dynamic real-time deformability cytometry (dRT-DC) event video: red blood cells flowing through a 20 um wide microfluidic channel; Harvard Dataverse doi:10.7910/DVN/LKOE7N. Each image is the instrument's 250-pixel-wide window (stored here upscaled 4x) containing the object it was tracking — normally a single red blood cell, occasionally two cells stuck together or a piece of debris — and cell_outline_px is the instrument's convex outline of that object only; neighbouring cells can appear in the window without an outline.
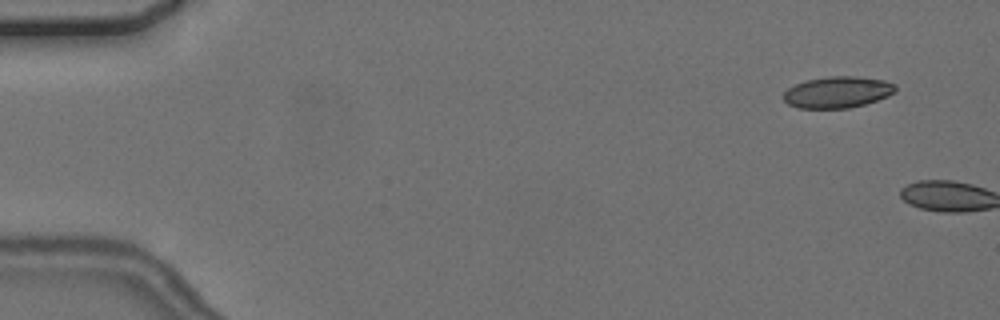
{"species": "common noctule bat (a hibernating species)", "species_latin": "Nyctalus noctula", "temperature_condition": "cold", "stored_images_in_passage": 6, "camera_frame_rate_fps": 3000, "um_per_image_px": 0.085, "animal": {"sex": "female", "body_mass_g": 24.6, "forearm_length_mm": 56.2}, "frame": {"image": 1, "passage_image": 2, "time_ms": 1.0, "image_size_px": [1000, 320], "cell_outline_px": [[896, 92], [888, 96], [864, 104], [848, 108], [796, 108], [788, 104], [784, 100], [784, 92], [788, 88], [796, 84], [808, 80], [828, 76], [856, 76], [884, 80], [896, 84]], "centroid_in_image_um": [71.2, 7.83], "position_along_channel_um": 13.8, "area_um2": 20.46}}
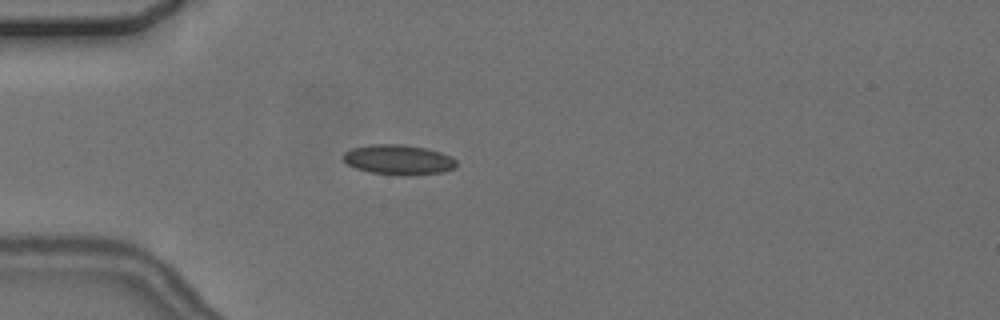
{"frame": {"image": 2, "passage_image": 6, "time_ms": 6.667, "image_size_px": [1000, 320], "cell_outline_px": [[456, 164], [452, 168], [444, 172], [408, 176], [404, 176], [368, 172], [356, 168], [348, 164], [340, 156], [344, 152], [352, 148], [368, 144], [404, 144], [428, 148], [452, 156], [456, 160]], "centroid_in_image_um": [33.85, 13.57], "position_along_channel_um": 51.1, "area_um2": 20.11}}